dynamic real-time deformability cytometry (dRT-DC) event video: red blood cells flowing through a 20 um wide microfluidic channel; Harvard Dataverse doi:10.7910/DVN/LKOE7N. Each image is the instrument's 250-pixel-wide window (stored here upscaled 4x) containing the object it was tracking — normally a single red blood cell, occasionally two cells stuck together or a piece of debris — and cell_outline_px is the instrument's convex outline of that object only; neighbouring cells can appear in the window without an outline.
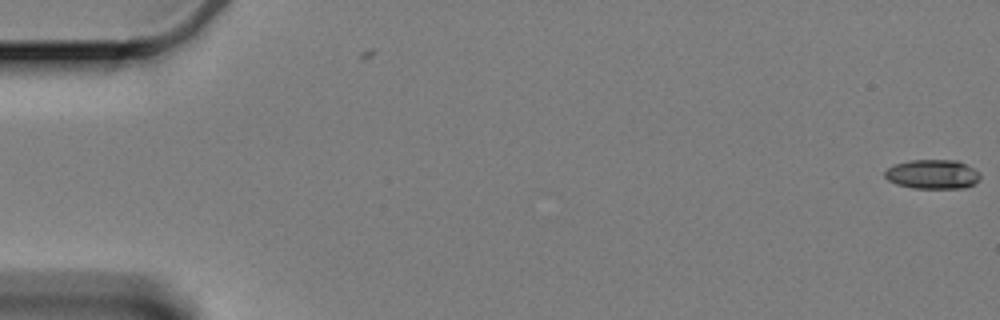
{"species": "Egyptian fruit bat (a non-hibernating species)", "species_latin": "Rousettus aegyptiacus", "temperature_condition": "cold", "stored_images_in_passage": 3, "camera_frame_rate_fps": 3000, "um_per_image_px": 0.085, "animal": {"sex": "female"}, "frame": {"image": 1, "passage_image": 3, "time_ms": 0.667, "image_size_px": [1000, 320], "cell_outline_px": [[980, 180], [964, 188], [912, 188], [896, 184], [888, 180], [884, 176], [884, 172], [892, 164], [912, 160], [956, 160], [980, 172]], "centroid_in_image_um": [79.24, 14.81], "position_along_channel_um": 5.8, "area_um2": 16.3}}